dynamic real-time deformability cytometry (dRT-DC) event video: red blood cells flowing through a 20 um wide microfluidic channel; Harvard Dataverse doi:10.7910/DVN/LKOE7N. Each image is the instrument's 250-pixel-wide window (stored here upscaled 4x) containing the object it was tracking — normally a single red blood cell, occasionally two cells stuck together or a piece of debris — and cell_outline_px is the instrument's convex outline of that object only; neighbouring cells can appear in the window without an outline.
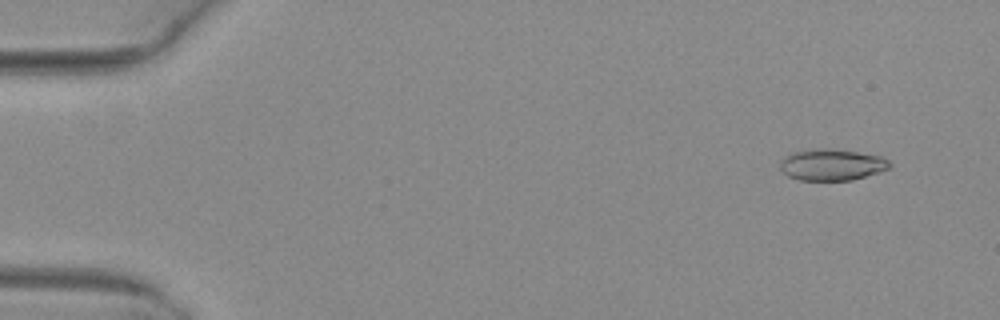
{"species": "common noctule bat (a hibernating species)", "species_latin": "Nyctalus noctula", "temperature_condition": "warm", "stored_images_in_passage": 5, "camera_frame_rate_fps": 3000, "um_per_image_px": 0.085, "animal": {"sex": "female", "body_mass_g": 29.2, "forearm_length_mm": 56.3}, "frame": {"image": 1, "passage_image": 2, "time_ms": 0.333, "image_size_px": [1000, 320], "cell_outline_px": [[892, 168], [852, 180], [800, 180], [788, 176], [780, 168], [780, 160], [792, 152], [812, 148], [832, 148], [880, 156], [888, 160], [892, 164]], "centroid_in_image_um": [70.7, 13.99], "position_along_channel_um": 14.3, "area_um2": 20.17}}
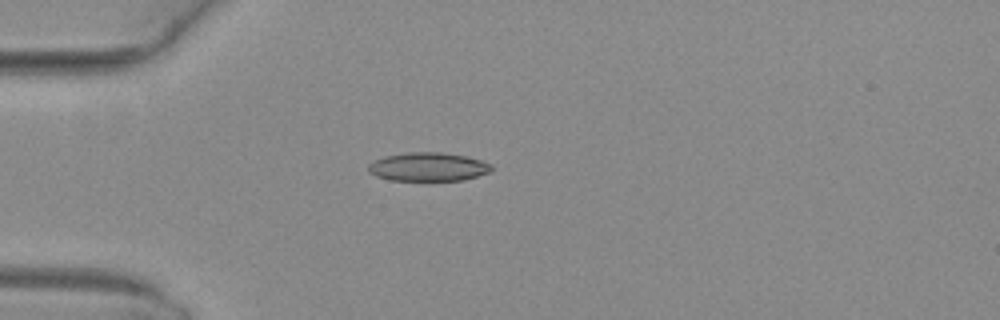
{"frame": {"image": 2, "passage_image": 5, "time_ms": 1.333, "image_size_px": [1000, 320], "cell_outline_px": [[492, 168], [488, 172], [464, 180], [392, 180], [376, 176], [368, 172], [368, 164], [384, 156], [408, 152], [444, 152], [464, 156], [480, 160], [492, 164]], "centroid_in_image_um": [36.37, 14.17], "position_along_channel_um": 48.6, "area_um2": 20.4}}